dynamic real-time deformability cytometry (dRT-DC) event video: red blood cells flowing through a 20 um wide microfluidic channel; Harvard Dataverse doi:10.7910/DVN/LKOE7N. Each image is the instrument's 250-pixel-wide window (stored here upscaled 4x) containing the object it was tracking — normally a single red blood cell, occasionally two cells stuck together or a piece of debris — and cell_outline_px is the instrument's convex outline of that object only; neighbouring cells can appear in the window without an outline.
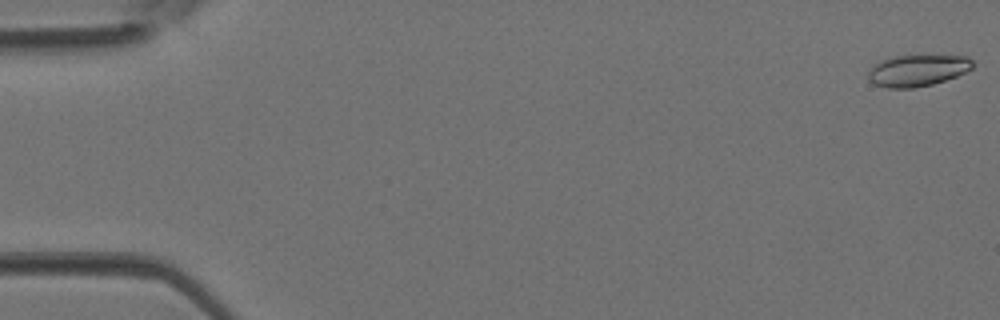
{"species": "Egyptian fruit bat (a non-hibernating species)", "species_latin": "Rousettus aegyptiacus", "temperature_condition": "room temperature", "stored_images_in_passage": 5, "camera_frame_rate_fps": 3000, "um_per_image_px": 0.085, "animal": {"sex": "female"}, "frame": {"image": 1, "passage_image": 1, "time_ms": 0.0, "image_size_px": [1000, 320], "cell_outline_px": [[972, 68], [956, 76], [932, 84], [912, 88], [888, 88], [872, 84], [868, 80], [868, 72], [880, 60], [896, 56], [968, 56], [972, 60]], "centroid_in_image_um": [77.95, 6.0], "position_along_channel_um": 7.0, "area_um2": 18.96}}
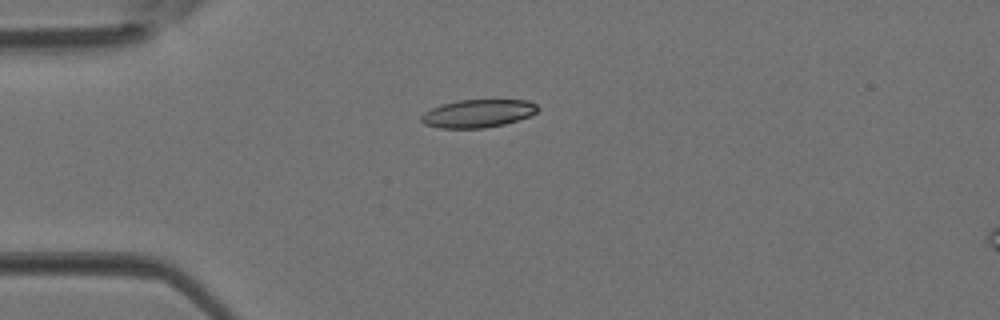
{"frame": {"image": 2, "passage_image": 4, "time_ms": 1.0, "image_size_px": [1000, 320], "cell_outline_px": [[540, 108], [536, 112], [528, 116], [504, 124], [484, 128], [440, 128], [424, 124], [420, 120], [420, 116], [424, 112], [432, 108], [456, 100], [528, 100], [536, 104]], "centroid_in_image_um": [40.61, 9.64], "position_along_channel_um": 44.4, "area_um2": 18.9}}